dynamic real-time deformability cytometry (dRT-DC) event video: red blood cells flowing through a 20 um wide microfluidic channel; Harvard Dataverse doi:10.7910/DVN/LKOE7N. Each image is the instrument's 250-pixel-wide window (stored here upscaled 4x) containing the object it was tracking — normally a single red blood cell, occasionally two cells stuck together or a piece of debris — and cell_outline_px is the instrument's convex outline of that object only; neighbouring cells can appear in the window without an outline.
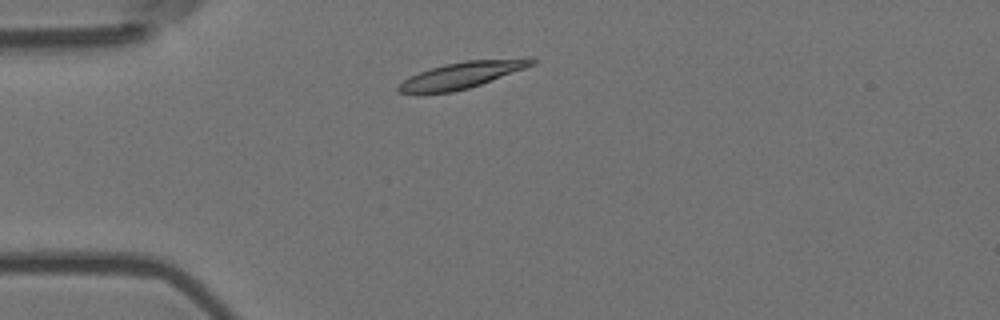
{"species": "Egyptian fruit bat (a non-hibernating species)", "species_latin": "Rousettus aegyptiacus", "temperature_condition": "room temperature", "stored_images_in_passage": 9, "camera_frame_rate_fps": 3000, "um_per_image_px": 0.085, "animal": {"sex": "female"}, "frame": {"image": 1, "passage_image": 2, "time_ms": 0.333, "image_size_px": [1000, 320], "cell_outline_px": [[536, 64], [480, 84], [468, 88], [452, 92], [396, 92], [396, 88], [404, 80], [420, 72], [444, 64], [464, 60], [524, 56], [528, 56], [536, 60]], "centroid_in_image_um": [39.39, 6.32], "position_along_channel_um": 45.6, "area_um2": 20.52}}
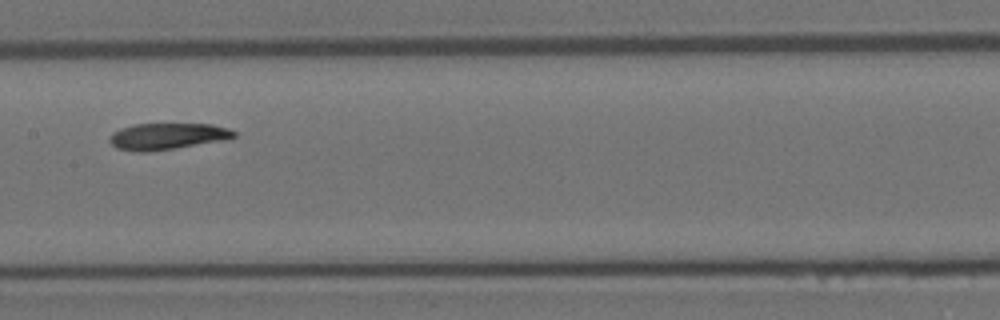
{"frame": {"image": 2, "passage_image": 6, "time_ms": 1.667, "image_size_px": [1000, 320], "cell_outline_px": [[236, 136], [224, 140], [176, 148], [148, 152], [136, 152], [116, 148], [108, 140], [112, 132], [120, 128], [136, 124], [212, 124], [228, 128], [236, 132]], "centroid_in_image_um": [14.2, 11.59], "position_along_channel_um": 193.2, "area_um2": 19.25}}
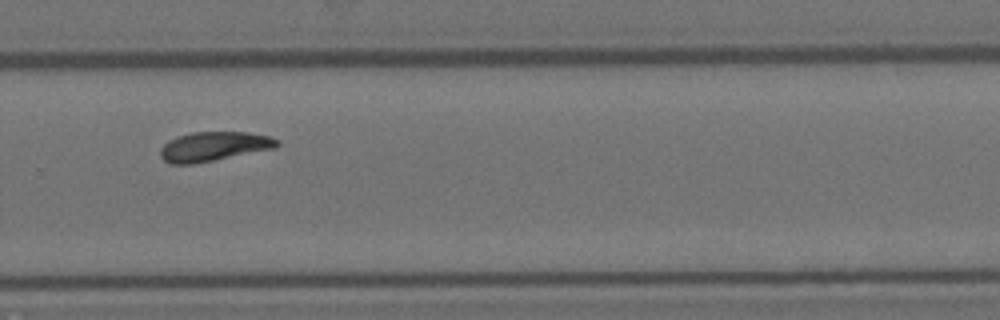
{"frame": {"image": 3, "passage_image": 9, "time_ms": 2.667, "image_size_px": [1000, 320], "cell_outline_px": [[280, 144], [276, 148], [192, 164], [172, 164], [164, 160], [160, 156], [160, 148], [168, 140], [192, 132], [248, 132], [268, 136], [280, 140]], "centroid_in_image_um": [18.18, 12.44], "position_along_channel_um": 311.6, "area_um2": 19.88}}